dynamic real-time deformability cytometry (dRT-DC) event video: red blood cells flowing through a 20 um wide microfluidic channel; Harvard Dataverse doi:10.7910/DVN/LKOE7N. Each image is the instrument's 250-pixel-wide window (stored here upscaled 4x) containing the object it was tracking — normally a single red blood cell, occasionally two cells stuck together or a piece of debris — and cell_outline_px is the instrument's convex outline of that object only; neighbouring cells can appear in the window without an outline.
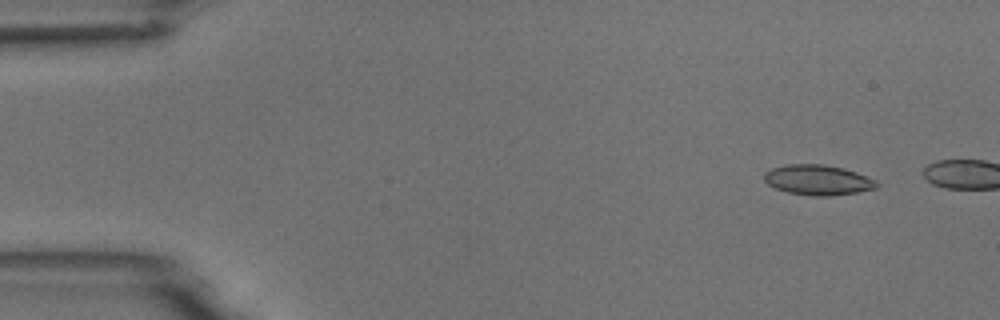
{"species": "common noctule bat (a hibernating species)", "species_latin": "Nyctalus noctula", "temperature_condition": "room temperature", "stored_images_in_passage": 3, "camera_frame_rate_fps": 3000, "um_per_image_px": 0.085, "animal": {"sex": "male", "body_mass_g": 18.8}, "frame": {"image": 1, "passage_image": 1, "time_ms": 0.0, "image_size_px": [1000, 320], "cell_outline_px": [[880, 184], [876, 188], [856, 192], [828, 196], [812, 196], [788, 192], [776, 188], [768, 184], [764, 180], [764, 172], [772, 168], [788, 164], [824, 164], [844, 168], [856, 172], [876, 180]], "centroid_in_image_um": [69.52, 15.29], "position_along_channel_um": 15.5, "area_um2": 19.77}}